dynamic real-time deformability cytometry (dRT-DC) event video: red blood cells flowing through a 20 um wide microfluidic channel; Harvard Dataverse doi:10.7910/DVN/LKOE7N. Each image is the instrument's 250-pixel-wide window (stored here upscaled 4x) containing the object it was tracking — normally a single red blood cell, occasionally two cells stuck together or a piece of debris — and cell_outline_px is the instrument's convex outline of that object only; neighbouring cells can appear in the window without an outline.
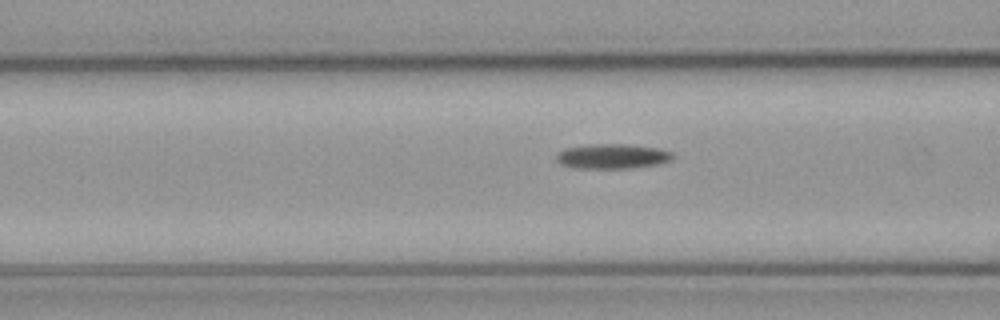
{"species": "common noctule bat (a hibernating species)", "species_latin": "Nyctalus noctula", "temperature_condition": "cold", "stored_images_in_passage": 8, "camera_frame_rate_fps": 3000, "um_per_image_px": 0.085, "animal": {"sex": "male", "body_mass_g": 23.1, "forearm_length_mm": 52.7}, "frame": {"image": 1, "passage_image": 6, "time_ms": 1.667, "image_size_px": [1000, 320], "cell_outline_px": [[676, 156], [672, 160], [656, 164], [632, 168], [576, 168], [560, 164], [556, 160], [556, 156], [564, 148], [588, 144], [628, 144], [660, 148], [672, 152]], "centroid_in_image_um": [52.07, 13.27], "position_along_channel_um": 114.5, "area_um2": 16.99}}